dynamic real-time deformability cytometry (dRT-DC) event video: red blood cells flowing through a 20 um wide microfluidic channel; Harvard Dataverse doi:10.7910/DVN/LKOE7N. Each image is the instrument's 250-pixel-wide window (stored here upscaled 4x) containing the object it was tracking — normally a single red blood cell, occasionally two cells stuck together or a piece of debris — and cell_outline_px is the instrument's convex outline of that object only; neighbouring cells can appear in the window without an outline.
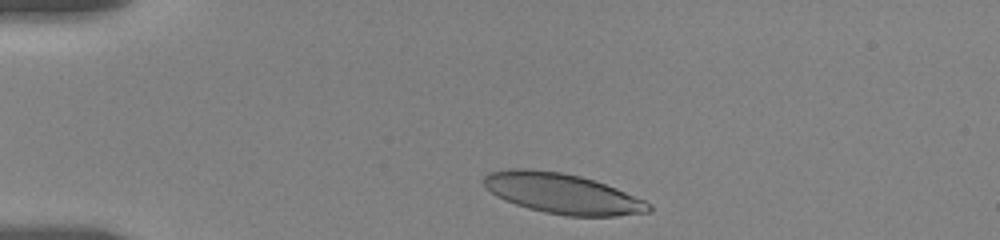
{"species": "human", "species_latin": "Homo sapiens", "temperature_condition": "room temperature", "stored_images_in_passage": 5, "camera_frame_rate_fps": 3000, "um_per_image_px": 0.085, "donor": {"sex": "female"}, "frame": {"image": 1, "passage_image": 1, "time_ms": 0.0, "image_size_px": [1000, 240], "cell_outline_px": [[652, 212], [616, 216], [564, 216], [544, 212], [528, 208], [504, 200], [496, 196], [484, 188], [484, 176], [488, 172], [512, 168], [528, 168], [560, 172], [580, 176], [616, 188], [644, 200], [652, 204]], "centroid_in_image_um": [47.78, 16.45], "position_along_channel_um": 37.2, "area_um2": 38.84}}
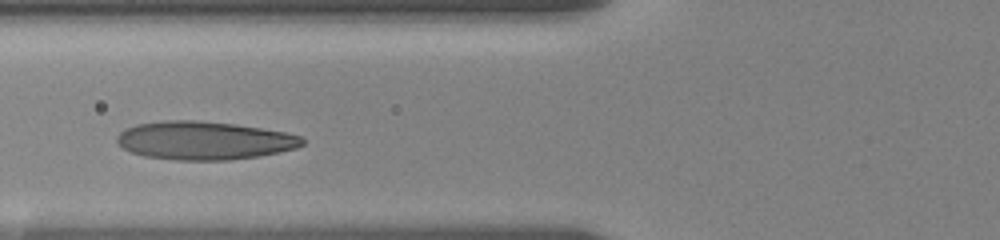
{"frame": {"image": 2, "passage_image": 4, "time_ms": 3.333, "image_size_px": [1000, 240], "cell_outline_px": [[304, 144], [296, 148], [280, 152], [256, 156], [228, 160], [176, 160], [144, 156], [132, 152], [116, 144], [116, 136], [124, 128], [136, 124], [160, 120], [196, 120], [236, 124], [288, 132], [300, 136], [304, 140]], "centroid_in_image_um": [17.33, 11.93], "position_along_channel_um": 108.5, "area_um2": 41.67}}
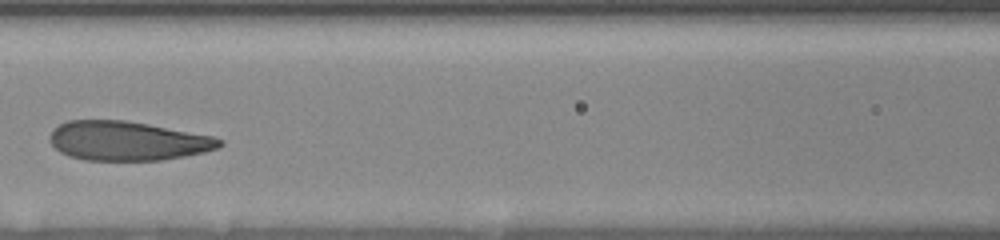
{"frame": {"image": 3, "passage_image": 5, "time_ms": 4.667, "image_size_px": [1000, 240], "cell_outline_px": [[224, 144], [220, 148], [204, 152], [184, 156], [160, 160], [84, 160], [68, 156], [60, 152], [48, 140], [48, 136], [52, 128], [68, 120], [124, 120], [148, 124], [212, 136], [224, 140]], "centroid_in_image_um": [10.81, 11.97], "position_along_channel_um": 155.8, "area_um2": 38.96}}